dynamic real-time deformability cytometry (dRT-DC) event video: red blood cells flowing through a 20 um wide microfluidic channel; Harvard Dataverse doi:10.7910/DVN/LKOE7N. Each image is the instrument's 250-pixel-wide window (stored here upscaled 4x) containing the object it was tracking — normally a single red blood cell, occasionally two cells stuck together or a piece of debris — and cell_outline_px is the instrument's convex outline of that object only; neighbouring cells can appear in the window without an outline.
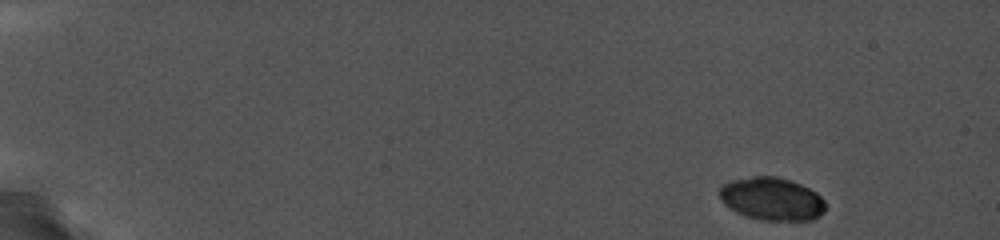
{"species": "common noctule bat (a hibernating species)", "species_latin": "Nyctalus noctula", "temperature_condition": "cold", "stored_images_in_passage": 11, "camera_frame_rate_fps": 5000, "um_per_image_px": 0.085, "animal": {"sex": "female", "body_mass_g": 19.0, "forearm_length_mm": 56.7}, "frame": {"image": 1, "passage_image": 1, "time_ms": 0.0, "image_size_px": [1000, 240], "cell_outline_px": [[824, 212], [820, 216], [808, 220], [764, 220], [748, 216], [736, 212], [720, 196], [720, 188], [724, 184], [736, 180], [756, 176], [776, 176], [800, 184], [816, 192], [824, 200]], "centroid_in_image_um": [65.66, 16.91], "position_along_channel_um": 19.3, "area_um2": 25.78}}
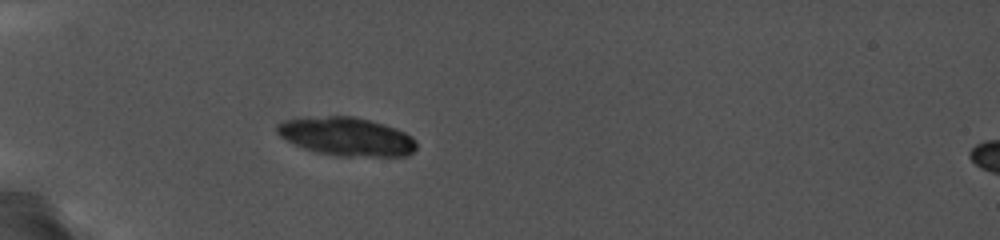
{"frame": {"image": 2, "passage_image": 9, "time_ms": 4.4, "image_size_px": [1000, 240], "cell_outline_px": [[416, 148], [412, 152], [404, 156], [340, 156], [316, 152], [304, 148], [280, 136], [276, 132], [276, 128], [284, 120], [328, 116], [352, 116], [368, 120], [404, 132], [412, 136], [416, 144]], "centroid_in_image_um": [29.46, 11.62], "position_along_channel_um": 55.5, "area_um2": 30.58}}